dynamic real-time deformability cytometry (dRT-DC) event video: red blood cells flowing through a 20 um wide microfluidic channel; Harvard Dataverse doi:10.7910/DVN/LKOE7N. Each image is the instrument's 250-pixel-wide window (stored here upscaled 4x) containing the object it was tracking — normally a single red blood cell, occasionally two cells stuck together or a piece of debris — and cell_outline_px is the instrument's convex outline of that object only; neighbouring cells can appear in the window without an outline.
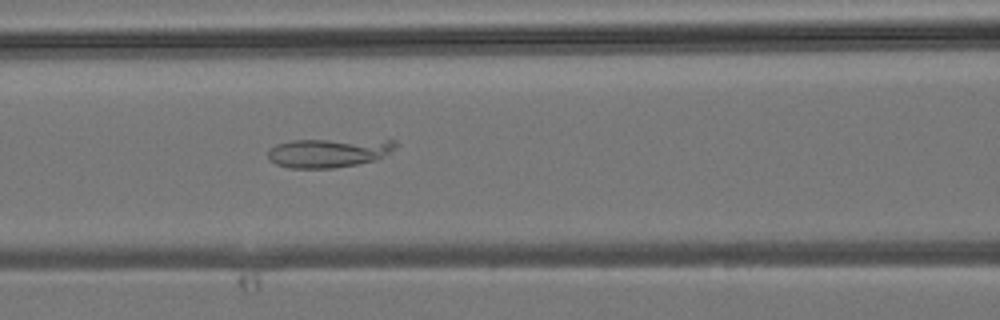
{"species": "common noctule bat (a hibernating species)", "species_latin": "Nyctalus noctula", "temperature_condition": "room temperature", "stored_images_in_passage": 41, "camera_frame_rate_fps": 3000, "um_per_image_px": 0.085, "animal": {"sex": "male", "body_mass_g": 19.2, "forearm_length_mm": 51.8}, "frame": {"image": 1, "passage_image": 16, "time_ms": 5.0, "image_size_px": [1000, 320], "cell_outline_px": [[396, 144], [388, 152], [376, 160], [356, 164], [332, 168], [288, 168], [276, 164], [268, 160], [268, 148], [276, 144], [292, 140], [396, 140]], "centroid_in_image_um": [27.84, 12.99], "position_along_channel_um": 138.8, "area_um2": 21.39}}